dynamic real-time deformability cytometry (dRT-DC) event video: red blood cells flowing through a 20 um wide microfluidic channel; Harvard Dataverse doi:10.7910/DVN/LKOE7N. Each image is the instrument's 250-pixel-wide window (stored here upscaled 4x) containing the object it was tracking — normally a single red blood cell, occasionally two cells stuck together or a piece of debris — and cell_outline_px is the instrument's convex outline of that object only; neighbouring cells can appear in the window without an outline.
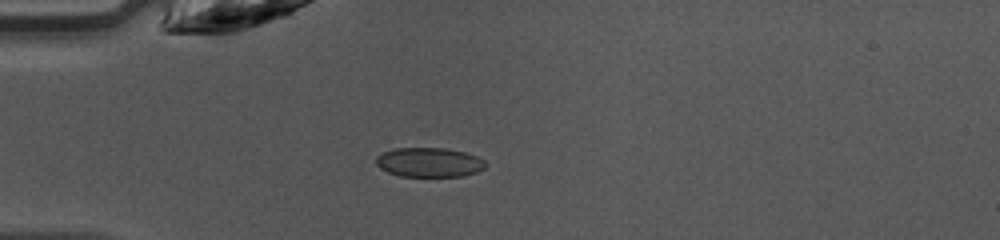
{"species": "common noctule bat (a hibernating species)", "species_latin": "Nyctalus noctula", "temperature_condition": "warm", "stored_images_in_passage": 11, "camera_frame_rate_fps": 3000, "um_per_image_px": 0.085, "animal": {"sex": "female", "body_mass_g": 10.0, "forearm_length_mm": 53.1}, "frame": {"image": 1, "passage_image": 1, "time_ms": 0.0, "image_size_px": [1000, 240], "cell_outline_px": [[488, 164], [484, 168], [476, 172], [460, 176], [400, 176], [388, 172], [380, 168], [376, 164], [376, 156], [384, 152], [396, 148], [444, 148], [464, 152], [476, 156], [484, 160]], "centroid_in_image_um": [36.48, 13.79], "position_along_channel_um": 48.5, "area_um2": 18.67}}
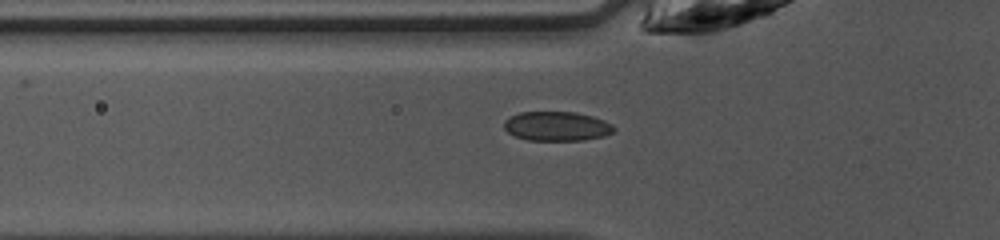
{"frame": {"image": 2, "passage_image": 4, "time_ms": 1.0, "image_size_px": [1000, 240], "cell_outline_px": [[616, 128], [612, 132], [604, 136], [584, 140], [528, 140], [516, 136], [508, 132], [504, 128], [504, 120], [520, 112], [576, 112], [592, 116], [604, 120], [612, 124]], "centroid_in_image_um": [47.34, 10.72], "position_along_channel_um": 78.5, "area_um2": 18.73}}
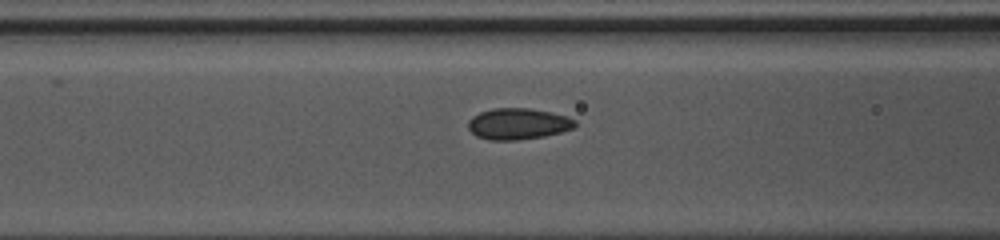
{"frame": {"image": 3, "passage_image": 7, "time_ms": 2.0, "image_size_px": [1000, 240], "cell_outline_px": [[576, 124], [572, 128], [560, 132], [544, 136], [516, 140], [488, 140], [476, 136], [468, 128], [468, 120], [472, 116], [480, 112], [492, 108], [528, 108], [552, 112], [568, 116], [576, 120]], "centroid_in_image_um": [44.02, 10.52], "position_along_channel_um": 122.6, "area_um2": 19.54}}